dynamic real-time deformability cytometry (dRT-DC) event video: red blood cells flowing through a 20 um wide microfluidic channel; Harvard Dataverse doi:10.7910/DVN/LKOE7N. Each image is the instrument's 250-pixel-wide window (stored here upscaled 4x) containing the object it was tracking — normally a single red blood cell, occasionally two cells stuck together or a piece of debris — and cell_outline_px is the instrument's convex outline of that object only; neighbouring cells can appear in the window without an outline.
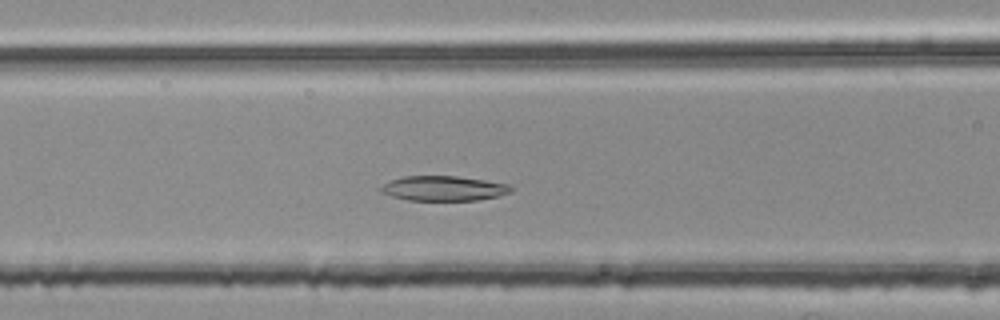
{"species": "common noctule bat (a hibernating species)", "species_latin": "Nyctalus noctula", "temperature_condition": "room temperature", "stored_images_in_passage": 40, "camera_frame_rate_fps": 3000, "um_per_image_px": 0.085, "animal": {"sex": "female", "body_mass_g": 25.1}, "frame": {"image": 1, "passage_image": 12, "time_ms": 3.667, "image_size_px": [1000, 320], "cell_outline_px": [[516, 188], [512, 192], [500, 196], [476, 200], [408, 200], [392, 196], [380, 192], [380, 188], [384, 184], [392, 180], [404, 176], [456, 176], [512, 184]], "centroid_in_image_um": [37.79, 16.01], "position_along_channel_um": 128.8, "area_um2": 18.96}}
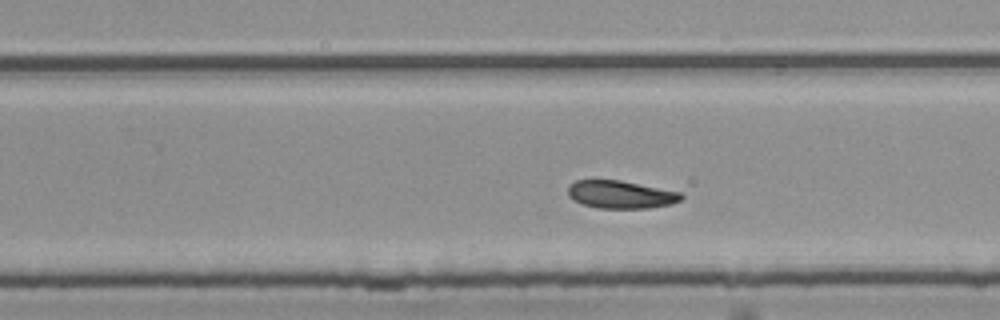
{"frame": {"image": 2, "passage_image": 24, "time_ms": 7.667, "image_size_px": [1000, 320], "cell_outline_px": [[684, 196], [680, 200], [672, 204], [648, 208], [600, 208], [584, 204], [568, 196], [568, 184], [576, 180], [620, 180], [680, 192]], "centroid_in_image_um": [52.76, 16.53], "position_along_channel_um": 277.0, "area_um2": 18.21}}
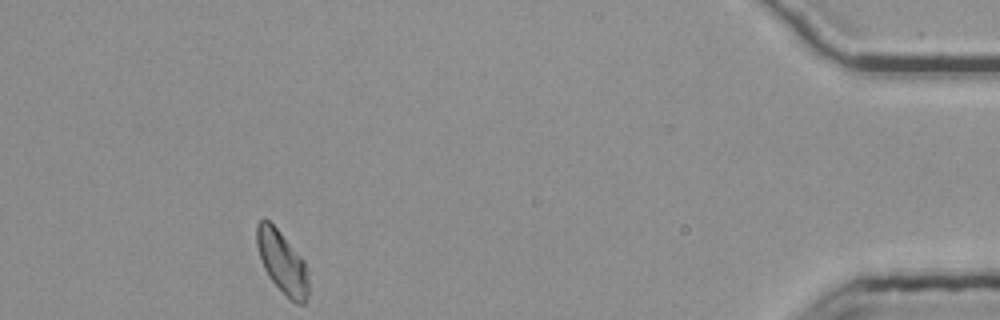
{"frame": {"image": 3, "passage_image": 40, "time_ms": 13.0, "image_size_px": [1000, 320], "cell_outline_px": [[308, 300], [304, 304], [296, 304], [268, 276], [264, 268], [256, 244], [256, 224], [260, 220], [268, 220], [280, 232], [304, 260], [308, 268]], "centroid_in_image_um": [24.01, 22.29], "position_along_channel_um": 411.2, "area_um2": 18.61}, "authors_computed_cell_mechanics": {"area_um2": 19.074, "velocity_mm_per_s": 3.716, "shape_relaxation_time_tau1_ms": 4.8651, "shape_relaxation_time_tau2_ms": 6.7303, "deformation_change_tau1": 0.094, "deformation_change_tau2": 0.1256}}